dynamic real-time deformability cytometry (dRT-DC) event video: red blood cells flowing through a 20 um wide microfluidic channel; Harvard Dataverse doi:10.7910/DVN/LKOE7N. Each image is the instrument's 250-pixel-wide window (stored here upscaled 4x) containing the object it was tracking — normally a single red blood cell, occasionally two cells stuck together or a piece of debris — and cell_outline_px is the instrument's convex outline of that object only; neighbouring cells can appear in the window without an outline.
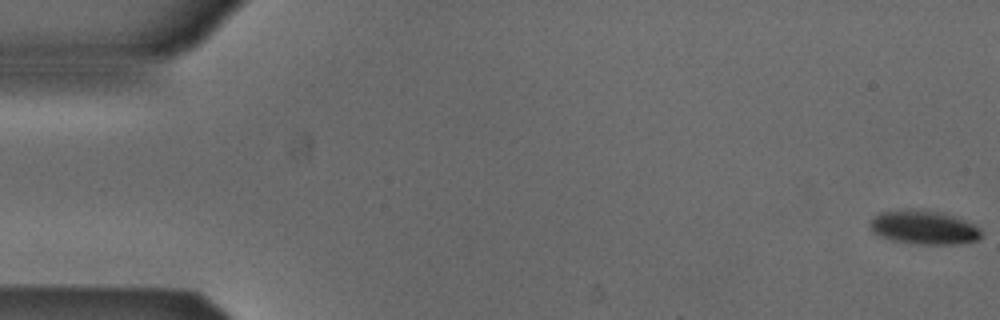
{"species": "Egyptian fruit bat (a non-hibernating species)", "species_latin": "Rousettus aegyptiacus", "temperature_condition": "cold", "stored_images_in_passage": 54, "camera_frame_rate_fps": 3000, "um_per_image_px": 0.085, "animal": {"sex": "male"}, "frame": {"image": 1, "passage_image": 1, "time_ms": 0.0, "image_size_px": [1000, 320], "cell_outline_px": [[980, 236], [976, 240], [956, 244], [920, 244], [896, 240], [880, 236], [872, 232], [872, 220], [880, 212], [908, 208], [912, 208], [944, 212], [956, 216], [980, 228]], "centroid_in_image_um": [78.55, 19.3], "position_along_channel_um": 6.5, "area_um2": 21.73}}
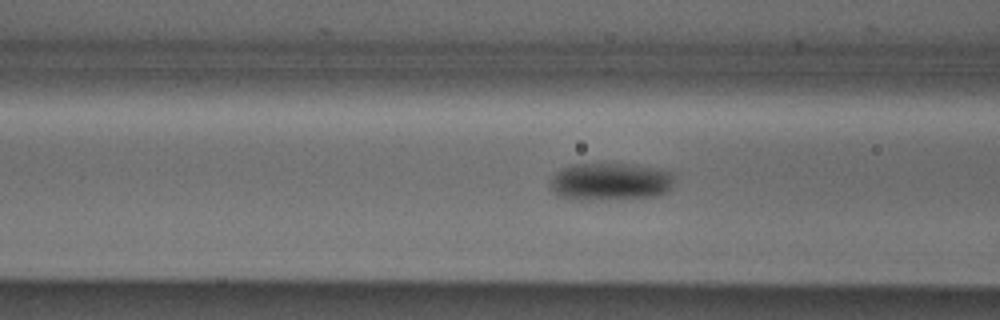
{"frame": {"image": 2, "passage_image": 21, "time_ms": 6.667, "image_size_px": [1000, 320], "cell_outline_px": [[672, 188], [668, 192], [660, 196], [600, 200], [572, 200], [556, 196], [552, 188], [552, 176], [560, 168], [572, 164], [628, 164], [652, 168], [672, 172]], "centroid_in_image_um": [51.85, 15.46], "position_along_channel_um": 114.8, "area_um2": 27.4}}
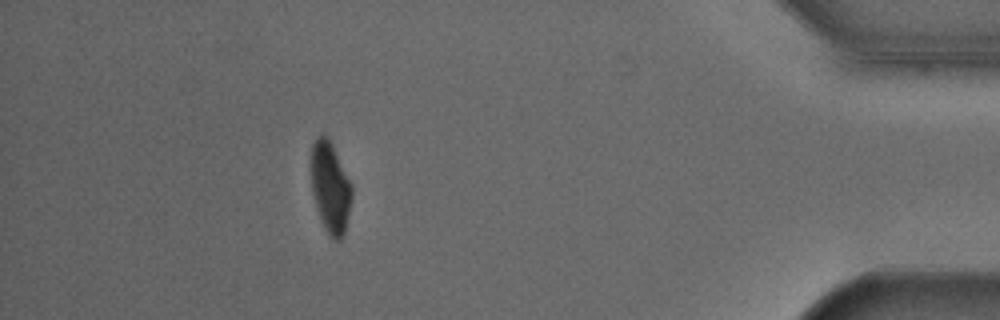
{"frame": {"image": 3, "passage_image": 48, "time_ms": 15.667, "image_size_px": [1000, 320], "cell_outline_px": [[352, 196], [344, 236], [340, 240], [332, 240], [328, 236], [320, 220], [316, 208], [312, 192], [308, 168], [312, 144], [316, 136], [324, 132], [328, 136], [352, 184]], "centroid_in_image_um": [28.03, 15.9], "position_along_channel_um": 407.2, "area_um2": 22.54}, "authors_computed_cell_mechanics": {"area_um2": 24.2182, "velocity_mm_per_s": 3.8671, "shape_relaxation_time_tau1_ms": 3.0088, "shape_relaxation_time_tau2_ms": null, "deformation_change_tau1": 0.0986, "deformation_change_tau2": null}}